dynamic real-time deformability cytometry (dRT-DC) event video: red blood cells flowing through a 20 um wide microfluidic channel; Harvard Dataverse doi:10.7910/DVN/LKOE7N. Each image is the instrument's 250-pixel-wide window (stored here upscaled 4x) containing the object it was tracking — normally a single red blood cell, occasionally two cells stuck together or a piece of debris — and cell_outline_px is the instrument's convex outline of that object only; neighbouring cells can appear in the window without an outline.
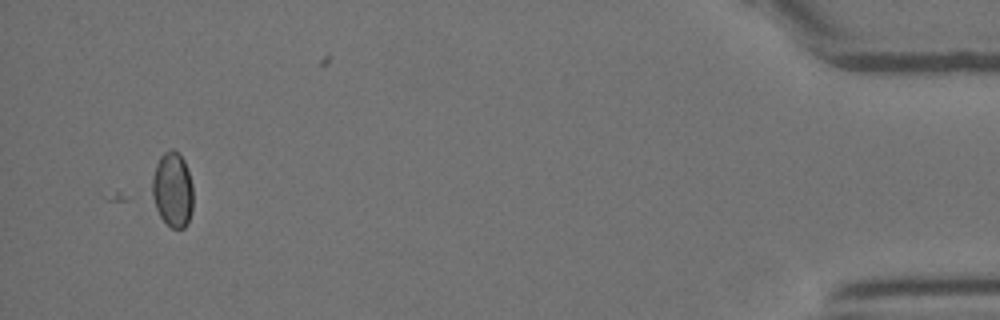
{"species": "Egyptian fruit bat (a non-hibernating species)", "species_latin": "Rousettus aegyptiacus", "temperature_condition": "room temperature", "stored_images_in_passage": 35, "camera_frame_rate_fps": 3000, "um_per_image_px": 0.085, "animal": {"sex": "female"}, "frame": {"image": 1, "passage_image": 35, "time_ms": 11.333, "image_size_px": [1000, 320], "cell_outline_px": [[192, 212], [188, 224], [184, 228], [172, 228], [160, 216], [156, 208], [152, 196], [152, 176], [156, 164], [160, 156], [164, 152], [172, 148], [184, 160], [192, 184]], "centroid_in_image_um": [14.67, 16.13], "position_along_channel_um": 420.5, "area_um2": 17.86}}